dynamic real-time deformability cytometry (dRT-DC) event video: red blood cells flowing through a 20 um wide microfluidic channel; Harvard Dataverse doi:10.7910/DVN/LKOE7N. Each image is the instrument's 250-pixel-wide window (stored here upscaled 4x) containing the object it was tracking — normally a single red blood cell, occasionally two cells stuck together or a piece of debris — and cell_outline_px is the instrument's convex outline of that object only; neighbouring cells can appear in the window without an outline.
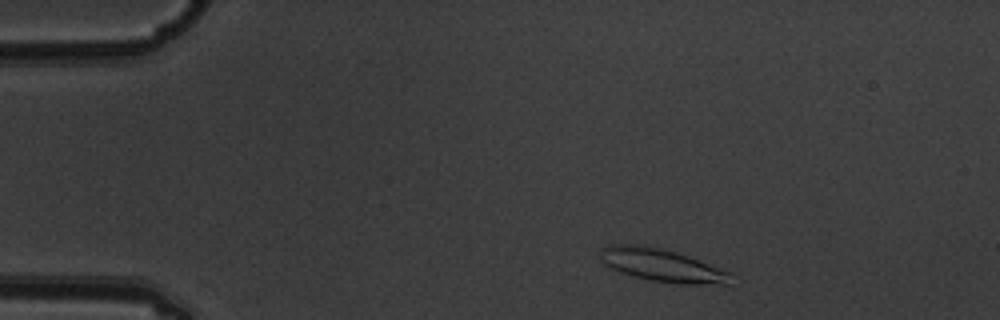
{"species": "common noctule bat (a hibernating species)", "species_latin": "Nyctalus noctula", "temperature_condition": "warm", "stored_images_in_passage": 4, "camera_frame_rate_fps": 3000, "um_per_image_px": 0.085, "animal": {"sex": "male", "body_mass_g": 19.5, "forearm_length_mm": 54.6}, "frame": {"image": 1, "passage_image": 1, "time_ms": 0.0, "image_size_px": [1000, 320], "cell_outline_px": [[736, 288], [732, 288], [680, 284], [648, 280], [632, 276], [620, 272], [604, 264], [600, 260], [600, 248], [608, 244], [644, 244], [676, 252], [688, 256], [732, 272]], "centroid_in_image_um": [56.44, 22.6], "position_along_channel_um": 28.6, "area_um2": 26.36}}